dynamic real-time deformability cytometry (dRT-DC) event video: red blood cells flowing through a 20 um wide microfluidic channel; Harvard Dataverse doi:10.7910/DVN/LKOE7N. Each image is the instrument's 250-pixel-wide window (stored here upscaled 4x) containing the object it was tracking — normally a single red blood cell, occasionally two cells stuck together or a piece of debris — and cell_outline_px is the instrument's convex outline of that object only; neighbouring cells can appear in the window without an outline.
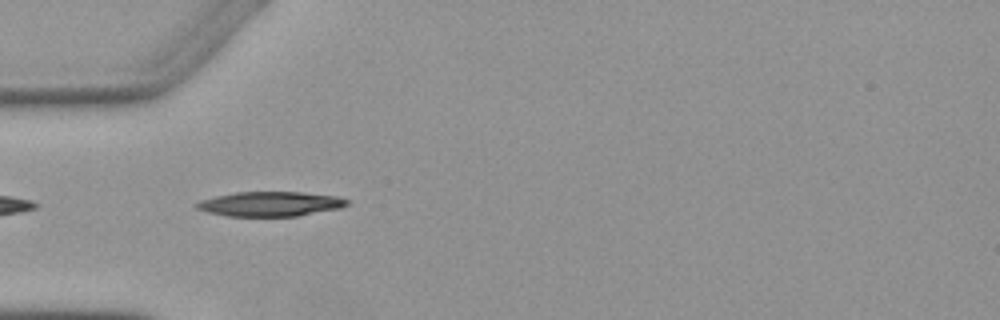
{"species": "Egyptian fruit bat (a non-hibernating species)", "species_latin": "Rousettus aegyptiacus", "temperature_condition": "warm", "stored_images_in_passage": 2, "camera_frame_rate_fps": 3000, "um_per_image_px": 0.085, "animal": {"sex": "female"}, "frame": {"image": 1, "passage_image": 1, "time_ms": 0.0, "image_size_px": [1000, 320], "cell_outline_px": [[348, 204], [340, 208], [296, 216], [228, 216], [208, 212], [196, 208], [196, 204], [200, 200], [216, 196], [236, 192], [304, 192], [336, 196], [348, 200]], "centroid_in_image_um": [22.97, 17.33], "position_along_channel_um": 62.0, "area_um2": 21.44}}